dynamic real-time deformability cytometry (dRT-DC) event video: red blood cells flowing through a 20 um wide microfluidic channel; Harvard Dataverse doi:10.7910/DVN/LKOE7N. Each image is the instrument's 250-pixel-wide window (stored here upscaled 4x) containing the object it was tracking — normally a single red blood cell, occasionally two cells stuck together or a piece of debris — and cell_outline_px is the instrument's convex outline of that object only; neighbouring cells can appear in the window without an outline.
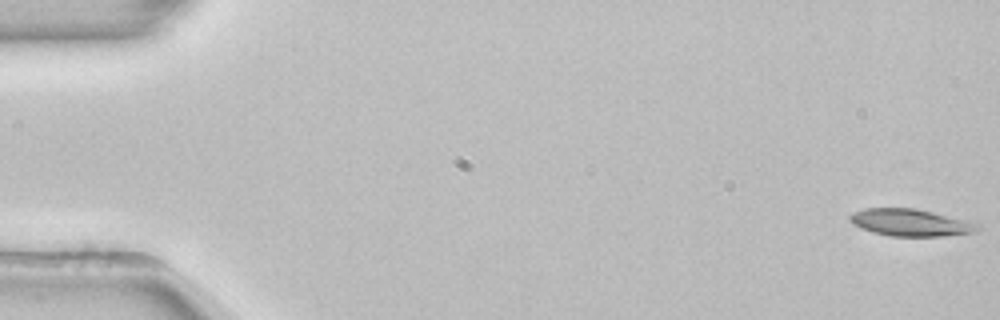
{"species": "common noctule bat (a hibernating species)", "species_latin": "Nyctalus noctula", "temperature_condition": "room temperature", "stored_images_in_passage": 53, "camera_frame_rate_fps": 3000, "um_per_image_px": 0.085, "animal": {"sex": "female", "body_mass_g": 22.7, "forearm_length_mm": 54.2}, "frame": {"image": 1, "passage_image": 1, "time_ms": 0.0, "image_size_px": [1000, 320], "cell_outline_px": [[980, 228], [972, 232], [940, 236], [892, 236], [872, 232], [852, 224], [848, 220], [848, 216], [852, 212], [864, 208], [916, 208], [968, 220], [980, 224]], "centroid_in_image_um": [77.35, 18.9], "position_along_channel_um": 7.6, "area_um2": 20.23}}
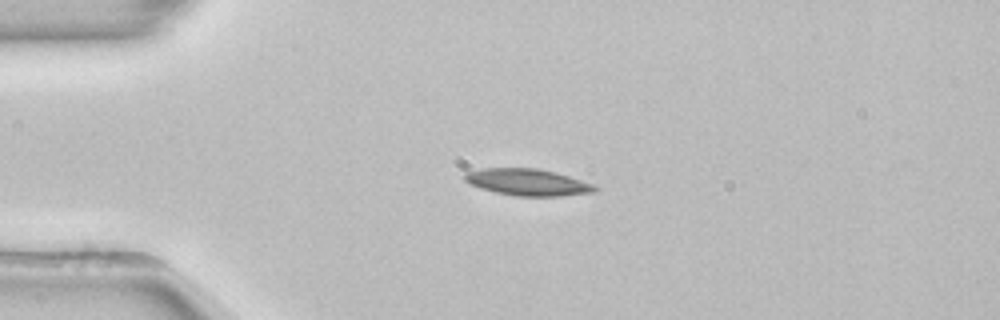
{"frame": {"image": 2, "passage_image": 13, "time_ms": 4.0, "image_size_px": [1000, 320], "cell_outline_px": [[600, 188], [596, 192], [560, 196], [516, 196], [496, 192], [480, 188], [468, 184], [460, 176], [464, 172], [484, 168], [536, 168], [568, 176], [592, 184]], "centroid_in_image_um": [44.78, 15.49], "position_along_channel_um": 40.2, "area_um2": 20.35}}
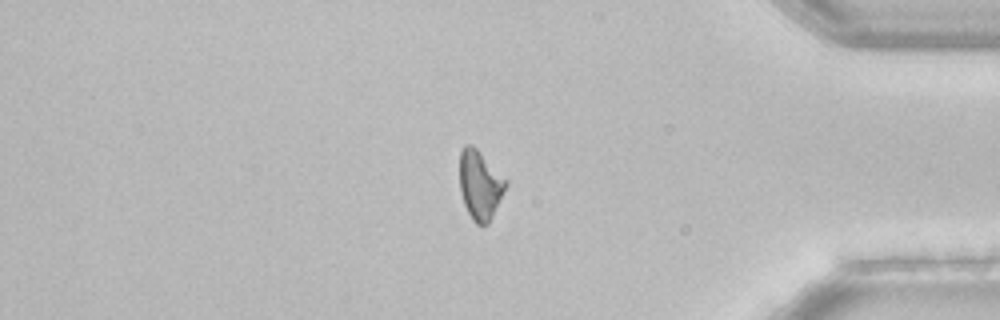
{"frame": {"image": 3, "passage_image": 45, "time_ms": 14.667, "image_size_px": [1000, 320], "cell_outline_px": [[508, 184], [488, 224], [476, 224], [472, 220], [464, 204], [460, 192], [460, 152], [464, 144], [472, 144], [508, 180]], "centroid_in_image_um": [40.8, 15.7], "position_along_channel_um": 394.4, "area_um2": 18.55}, "authors_computed_cell_mechanics": {"area_um2": 19.652, "velocity_mm_per_s": 3.8666, "shape_relaxation_time_tau1_ms": 6.7541, "shape_relaxation_time_tau2_ms": null, "deformation_change_tau1": 0.1416, "deformation_change_tau2": null}}